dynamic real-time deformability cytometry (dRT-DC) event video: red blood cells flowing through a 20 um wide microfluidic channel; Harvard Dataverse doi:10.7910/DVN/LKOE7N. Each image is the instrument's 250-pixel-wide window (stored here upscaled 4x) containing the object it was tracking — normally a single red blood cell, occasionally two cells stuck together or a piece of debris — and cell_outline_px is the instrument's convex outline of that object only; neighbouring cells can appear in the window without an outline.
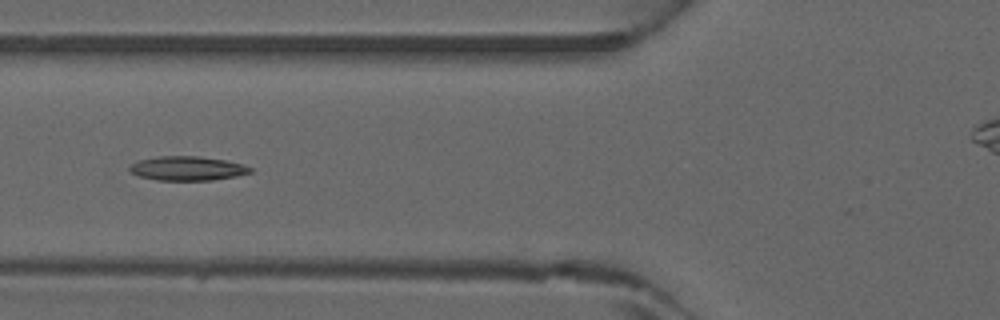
{"species": "common noctule bat (a hibernating species)", "species_latin": "Nyctalus noctula", "temperature_condition": "warm", "stored_images_in_passage": 6, "camera_frame_rate_fps": 3000, "um_per_image_px": 0.085, "animal": {"sex": "male", "forearm_length_mm": 52.5}, "frame": {"image": 1, "passage_image": 6, "time_ms": 1.667, "image_size_px": [1000, 320], "cell_outline_px": [[252, 172], [236, 176], [212, 180], [156, 180], [140, 176], [132, 172], [128, 168], [132, 164], [140, 160], [160, 156], [200, 156], [224, 160], [244, 164], [252, 168]], "centroid_in_image_um": [15.96, 14.31], "position_along_channel_um": 109.8, "area_um2": 16.88}}